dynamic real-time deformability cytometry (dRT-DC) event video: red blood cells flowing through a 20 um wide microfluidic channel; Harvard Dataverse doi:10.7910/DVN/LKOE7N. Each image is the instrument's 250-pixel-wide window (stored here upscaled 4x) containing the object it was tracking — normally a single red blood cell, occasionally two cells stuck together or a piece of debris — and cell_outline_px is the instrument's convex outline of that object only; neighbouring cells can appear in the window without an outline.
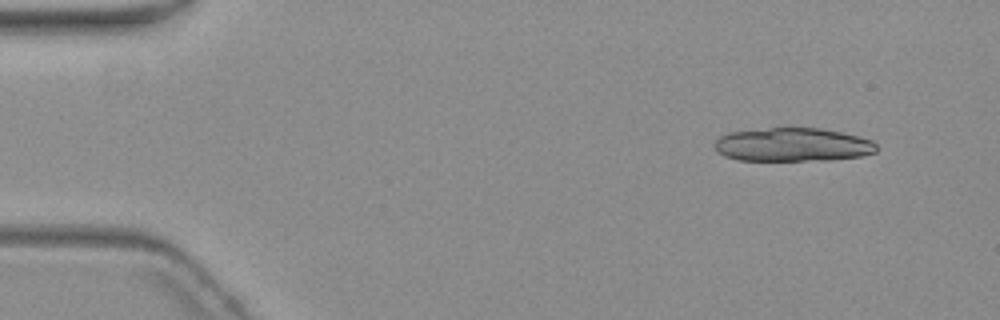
{"species": "common noctule bat (a hibernating species)", "species_latin": "Nyctalus noctula", "temperature_condition": "warm", "stored_images_in_passage": 3, "camera_frame_rate_fps": 3000, "um_per_image_px": 0.085, "animal": {"sex": "female", "body_mass_g": 19.3, "forearm_length_mm": 54.1}, "frame": {"image": 1, "passage_image": 3, "time_ms": 3.333, "image_size_px": [1000, 320], "cell_outline_px": [[876, 152], [860, 156], [828, 160], [740, 160], [724, 156], [716, 148], [716, 140], [720, 136], [728, 132], [772, 128], [820, 128], [840, 132], [872, 140], [876, 144]], "centroid_in_image_um": [67.39, 12.3], "position_along_channel_um": 17.6, "area_um2": 31.33}}